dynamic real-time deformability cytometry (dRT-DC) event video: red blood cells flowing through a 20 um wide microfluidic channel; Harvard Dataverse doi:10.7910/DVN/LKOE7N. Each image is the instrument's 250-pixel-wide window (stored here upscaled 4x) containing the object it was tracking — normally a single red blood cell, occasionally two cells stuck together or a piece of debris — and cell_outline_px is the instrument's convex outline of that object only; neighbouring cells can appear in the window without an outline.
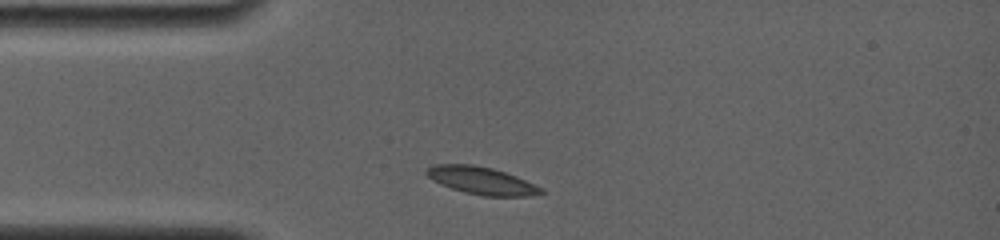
{"species": "common noctule bat (a hibernating species)", "species_latin": "Nyctalus noctula", "temperature_condition": "room temperature", "stored_images_in_passage": 8, "camera_frame_rate_fps": 4000, "um_per_image_px": 0.085, "animal": {"sex": "female", "body_mass_g": 19.0, "forearm_length_mm": 56.7}, "frame": {"image": 1, "passage_image": 1, "time_ms": 0.0, "image_size_px": [1000, 240], "cell_outline_px": [[544, 192], [528, 196], [484, 196], [464, 192], [440, 184], [432, 180], [424, 172], [432, 164], [472, 164], [492, 168], [516, 176], [544, 188]], "centroid_in_image_um": [40.92, 15.35], "position_along_channel_um": 44.1, "area_um2": 18.32}}
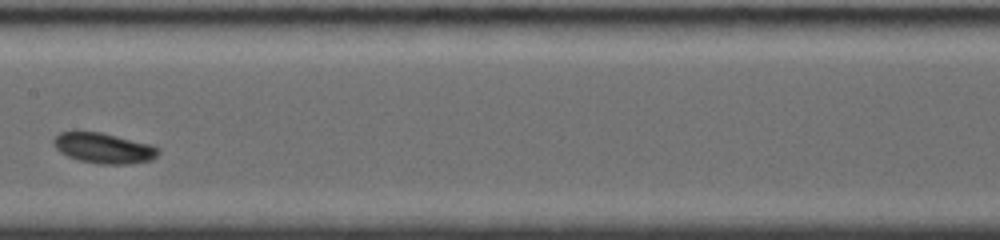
{"frame": {"image": 2, "passage_image": 5, "time_ms": 4.5, "image_size_px": [1000, 240], "cell_outline_px": [[160, 152], [152, 160], [128, 164], [100, 164], [80, 160], [68, 156], [60, 152], [52, 144], [52, 140], [60, 132], [76, 128], [100, 132], [152, 144], [160, 148]], "centroid_in_image_um": [8.78, 12.55], "position_along_channel_um": 198.6, "area_um2": 19.13}}
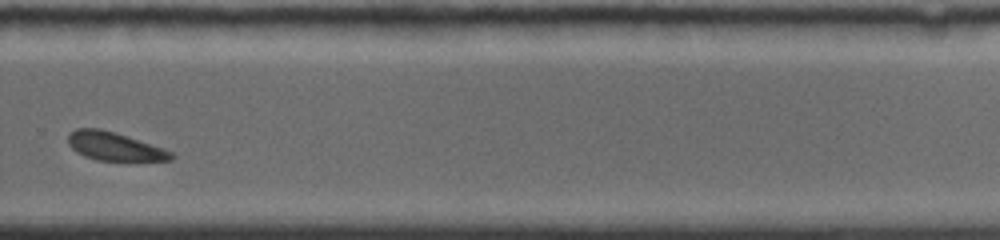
{"frame": {"image": 3, "passage_image": 8, "time_ms": 7.75, "image_size_px": [1000, 240], "cell_outline_px": [[176, 156], [172, 160], [96, 160], [84, 156], [76, 152], [68, 144], [68, 136], [76, 128], [100, 128], [128, 136], [164, 148], [172, 152]], "centroid_in_image_um": [9.73, 12.44], "position_along_channel_um": 320.1, "area_um2": 16.99}}